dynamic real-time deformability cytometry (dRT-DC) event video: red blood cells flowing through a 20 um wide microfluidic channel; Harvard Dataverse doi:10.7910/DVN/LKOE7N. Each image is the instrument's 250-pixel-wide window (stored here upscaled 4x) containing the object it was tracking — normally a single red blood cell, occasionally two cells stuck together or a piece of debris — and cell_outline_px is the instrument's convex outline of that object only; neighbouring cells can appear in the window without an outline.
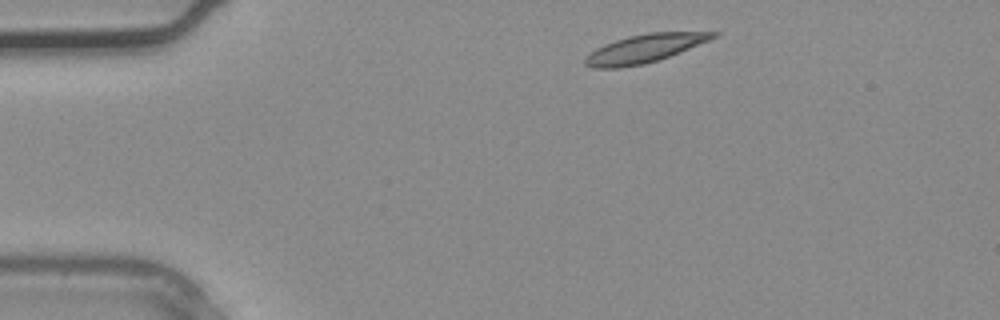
{"species": "common noctule bat (a hibernating species)", "species_latin": "Nyctalus noctula", "temperature_condition": "warm", "stored_images_in_passage": 2, "camera_frame_rate_fps": 3000, "um_per_image_px": 0.085, "animal": {"sex": "male", "body_mass_g": 20.4}, "frame": {"image": 1, "passage_image": 1, "time_ms": 0.0, "image_size_px": [1000, 320], "cell_outline_px": [[720, 32], [716, 36], [708, 40], [680, 52], [644, 64], [620, 68], [592, 68], [584, 64], [584, 60], [596, 48], [616, 40], [628, 36], [648, 32]], "centroid_in_image_um": [54.75, 4.13], "position_along_channel_um": 30.2, "area_um2": 20.69}}